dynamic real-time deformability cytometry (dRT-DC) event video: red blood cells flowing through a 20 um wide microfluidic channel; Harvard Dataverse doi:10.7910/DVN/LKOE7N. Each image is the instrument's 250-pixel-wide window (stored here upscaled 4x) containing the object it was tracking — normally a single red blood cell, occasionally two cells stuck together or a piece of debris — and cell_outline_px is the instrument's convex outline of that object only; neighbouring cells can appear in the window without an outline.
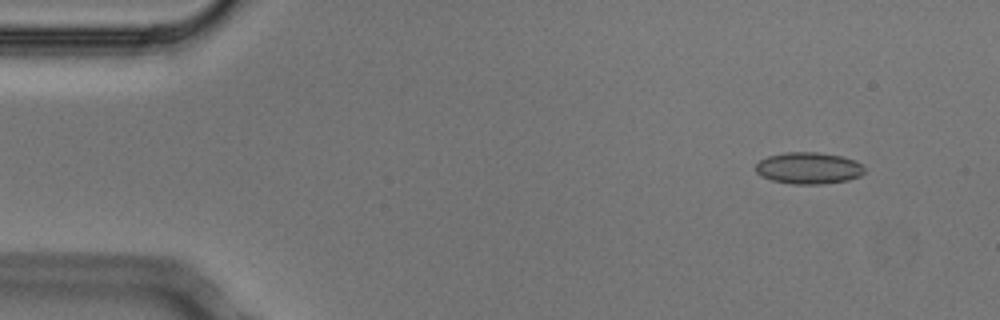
{"species": "Egyptian fruit bat (a non-hibernating species)", "species_latin": "Rousettus aegyptiacus", "temperature_condition": "cold", "stored_images_in_passage": 5, "camera_frame_rate_fps": 3000, "um_per_image_px": 0.085, "animal": {"sex": "male"}, "frame": {"image": 1, "passage_image": 2, "time_ms": 0.333, "image_size_px": [1000, 320], "cell_outline_px": [[864, 172], [860, 176], [848, 180], [820, 184], [792, 184], [772, 180], [760, 176], [756, 172], [756, 164], [760, 160], [768, 156], [784, 152], [816, 152], [840, 156], [856, 160], [864, 168]], "centroid_in_image_um": [68.71, 14.29], "position_along_channel_um": 16.3, "area_um2": 20.06}}
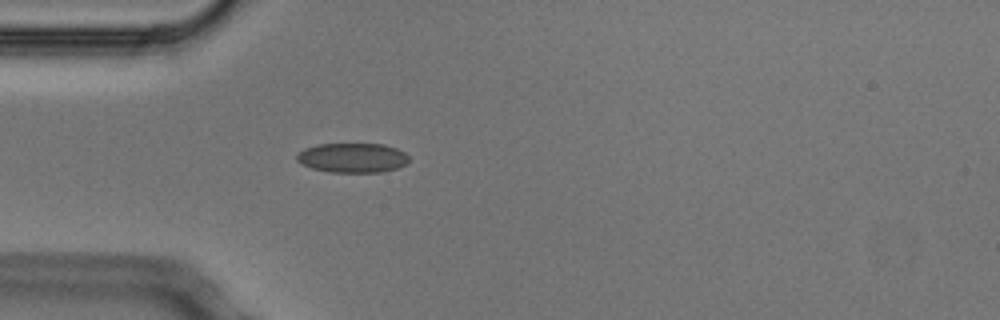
{"frame": {"image": 2, "passage_image": 5, "time_ms": 1.333, "image_size_px": [1000, 320], "cell_outline_px": [[408, 164], [396, 168], [380, 172], [328, 172], [312, 168], [296, 160], [296, 152], [304, 148], [320, 144], [384, 144], [396, 148], [404, 152], [408, 156]], "centroid_in_image_um": [29.95, 13.41], "position_along_channel_um": 55.0, "area_um2": 19.36}}